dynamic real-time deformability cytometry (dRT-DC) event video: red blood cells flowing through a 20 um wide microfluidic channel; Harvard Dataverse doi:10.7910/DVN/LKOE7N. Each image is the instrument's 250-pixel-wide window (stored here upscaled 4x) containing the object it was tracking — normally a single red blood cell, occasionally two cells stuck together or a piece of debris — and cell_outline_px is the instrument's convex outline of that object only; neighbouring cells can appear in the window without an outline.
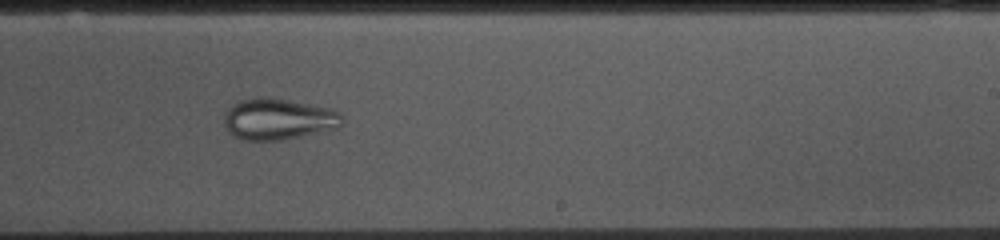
{"species": "common noctule bat (a hibernating species)", "species_latin": "Nyctalus noctula", "temperature_condition": "cold", "stored_images_in_passage": 53, "camera_frame_rate_fps": 3000, "um_per_image_px": 0.085, "animal": {"sex": "female", "body_mass_g": 10.0, "forearm_length_mm": 53.1}, "frame": {"image": 1, "passage_image": 31, "time_ms": 10.0, "image_size_px": [1000, 240], "cell_outline_px": [[344, 124], [340, 128], [280, 140], [244, 140], [228, 132], [224, 124], [224, 116], [228, 108], [232, 104], [240, 100], [260, 96], [264, 96], [288, 100], [328, 108], [340, 112], [344, 116]], "centroid_in_image_um": [23.67, 10.12], "position_along_channel_um": 265.3, "area_um2": 28.55}}
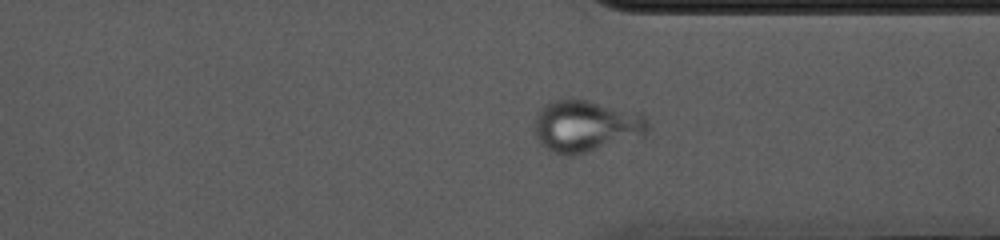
{"frame": {"image": 2, "passage_image": 39, "time_ms": 12.667, "image_size_px": [1000, 240], "cell_outline_px": [[648, 128], [644, 136], [640, 140], [576, 156], [568, 156], [552, 152], [544, 148], [536, 136], [536, 112], [544, 104], [552, 100], [572, 96], [640, 112], [644, 116], [648, 124]], "centroid_in_image_um": [49.85, 10.72], "position_along_channel_um": 361.6, "area_um2": 35.78}}
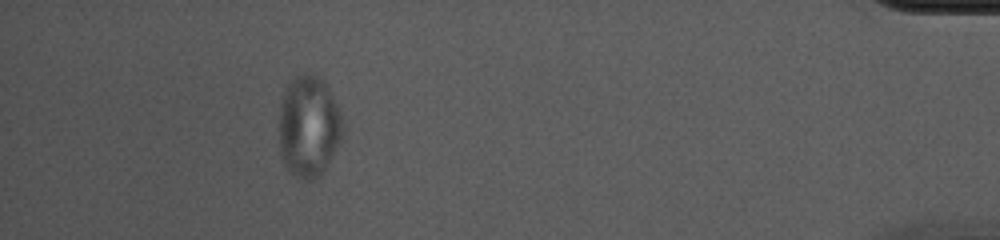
{"frame": {"image": 3, "passage_image": 48, "time_ms": 15.667, "image_size_px": [1000, 240], "cell_outline_px": [[344, 132], [340, 144], [324, 168], [316, 176], [304, 180], [292, 172], [284, 164], [280, 156], [280, 104], [284, 88], [296, 76], [304, 72], [312, 72], [328, 88], [340, 112], [344, 124]], "centroid_in_image_um": [26.24, 10.7], "position_along_channel_um": 409.0, "area_um2": 37.34}}